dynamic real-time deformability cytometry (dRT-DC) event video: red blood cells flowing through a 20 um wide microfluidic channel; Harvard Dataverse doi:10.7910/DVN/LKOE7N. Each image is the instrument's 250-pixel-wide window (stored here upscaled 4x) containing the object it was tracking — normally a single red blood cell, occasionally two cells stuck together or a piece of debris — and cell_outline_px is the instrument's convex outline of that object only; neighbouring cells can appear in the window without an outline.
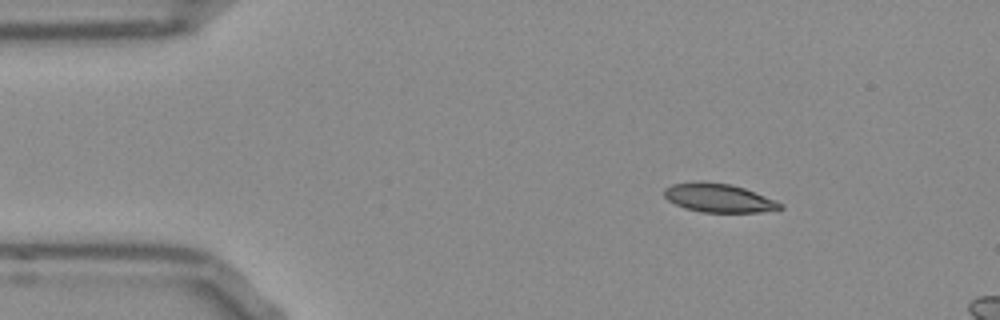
{"species": "Egyptian fruit bat (a non-hibernating species)", "species_latin": "Rousettus aegyptiacus", "temperature_condition": "room temperature", "stored_images_in_passage": 7, "camera_frame_rate_fps": 3000, "um_per_image_px": 0.085, "frame": {"image": 1, "passage_image": 1, "time_ms": 0.0, "image_size_px": [1000, 320], "cell_outline_px": [[784, 208], [760, 212], [700, 212], [684, 208], [668, 200], [664, 196], [664, 188], [672, 184], [732, 184], [744, 188], [784, 204]], "centroid_in_image_um": [61.12, 16.87], "position_along_channel_um": 23.9, "area_um2": 18.61}}